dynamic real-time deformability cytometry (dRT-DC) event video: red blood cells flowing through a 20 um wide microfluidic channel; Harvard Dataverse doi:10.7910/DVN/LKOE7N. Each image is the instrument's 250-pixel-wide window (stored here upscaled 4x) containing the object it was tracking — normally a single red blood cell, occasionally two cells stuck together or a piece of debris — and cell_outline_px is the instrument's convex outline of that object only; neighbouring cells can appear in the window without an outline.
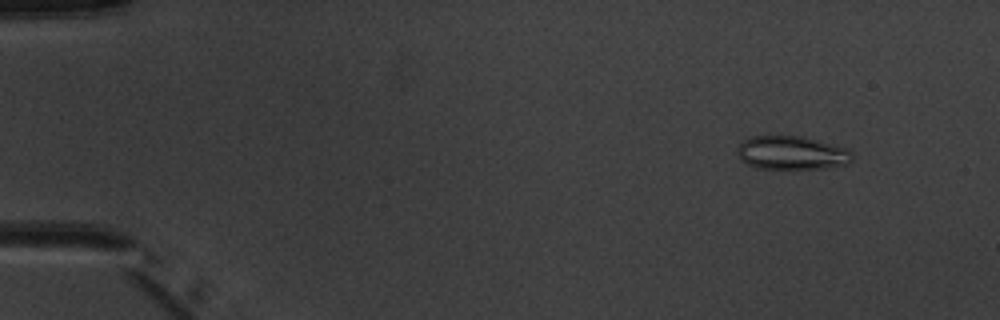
{"species": "common noctule bat (a hibernating species)", "species_latin": "Nyctalus noctula", "temperature_condition": "warm", "stored_images_in_passage": 5, "camera_frame_rate_fps": 3000, "um_per_image_px": 0.085, "animal": {"sex": "male", "body_mass_g": 20.1, "forearm_length_mm": 53.5}, "frame": {"image": 1, "passage_image": 2, "time_ms": 1.333, "image_size_px": [1000, 320], "cell_outline_px": [[856, 156], [848, 164], [824, 168], [756, 168], [748, 164], [736, 152], [736, 148], [744, 140], [752, 136], [804, 136], [844, 148], [852, 152]], "centroid_in_image_um": [67.32, 12.99], "position_along_channel_um": 17.7, "area_um2": 22.31}}
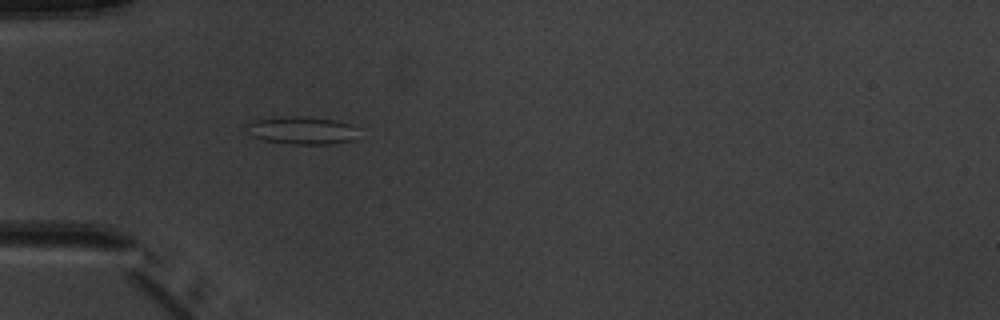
{"frame": {"image": 2, "passage_image": 5, "time_ms": 5.0, "image_size_px": [1000, 320], "cell_outline_px": [[360, 128], [352, 140], [332, 144], [292, 144], [264, 140], [252, 136], [244, 124], [256, 120], [280, 116], [296, 116], [336, 120]], "centroid_in_image_um": [25.66, 11.08], "position_along_channel_um": 59.3, "area_um2": 18.03}}